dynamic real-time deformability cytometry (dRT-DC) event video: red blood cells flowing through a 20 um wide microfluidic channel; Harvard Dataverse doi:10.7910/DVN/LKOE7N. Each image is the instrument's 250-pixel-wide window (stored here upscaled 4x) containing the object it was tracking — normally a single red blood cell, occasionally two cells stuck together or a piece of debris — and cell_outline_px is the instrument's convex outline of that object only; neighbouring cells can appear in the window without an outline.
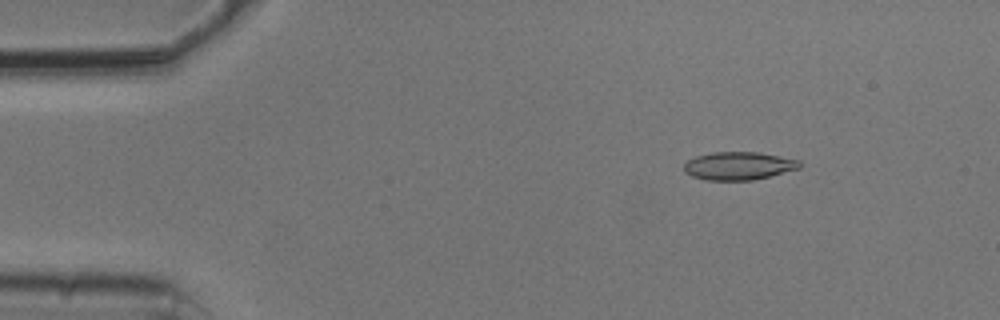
{"species": "common noctule bat (a hibernating species)", "species_latin": "Nyctalus noctula", "temperature_condition": "cold", "stored_images_in_passage": 53, "camera_frame_rate_fps": 3000, "um_per_image_px": 0.085, "animal": {"sex": "male", "body_mass_g": 20.5, "forearm_length_mm": 52.5}, "frame": {"image": 1, "passage_image": 7, "time_ms": 2.0, "image_size_px": [1000, 320], "cell_outline_px": [[800, 168], [752, 180], [704, 180], [692, 176], [684, 172], [684, 164], [688, 160], [696, 156], [712, 152], [760, 152], [800, 160]], "centroid_in_image_um": [62.76, 14.09], "position_along_channel_um": 22.2, "area_um2": 18.84}}
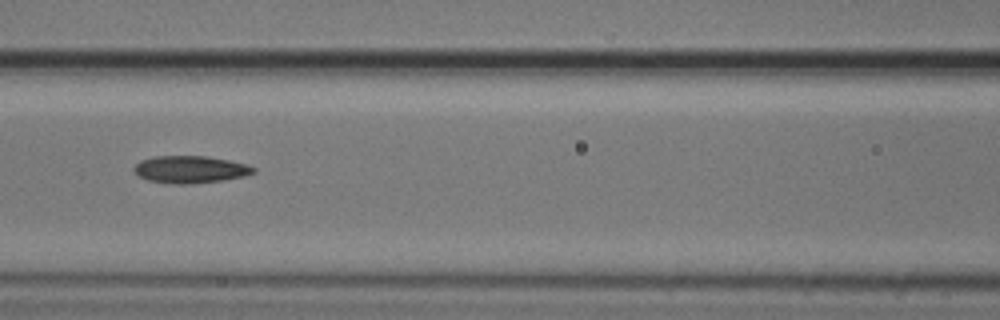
{"frame": {"image": 2, "passage_image": 23, "time_ms": 7.333, "image_size_px": [1000, 320], "cell_outline_px": [[256, 172], [244, 176], [220, 180], [192, 184], [172, 184], [148, 180], [140, 176], [132, 168], [140, 160], [152, 156], [208, 156], [228, 160], [244, 164], [256, 168]], "centroid_in_image_um": [16.15, 14.4], "position_along_channel_um": 150.5, "area_um2": 18.9}}
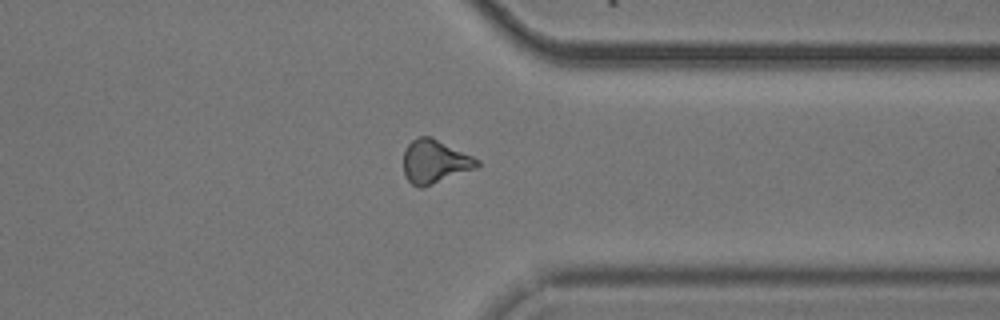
{"frame": {"image": 3, "passage_image": 41, "time_ms": 13.333, "image_size_px": [1000, 320], "cell_outline_px": [[480, 164], [476, 168], [420, 188], [412, 184], [408, 180], [404, 172], [404, 148], [412, 140], [420, 136], [432, 136], [480, 160]], "centroid_in_image_um": [36.94, 13.71], "position_along_channel_um": 374.5, "area_um2": 18.5}, "authors_computed_cell_mechanics": {"area_um2": 18.3226, "velocity_mm_per_s": 3.7892, "shape_relaxation_time_tau1_ms": 10.0192, "shape_relaxation_time_tau2_ms": 4.0147, "deformation_change_tau1": 0.2119, "deformation_change_tau2": 0.1235}}